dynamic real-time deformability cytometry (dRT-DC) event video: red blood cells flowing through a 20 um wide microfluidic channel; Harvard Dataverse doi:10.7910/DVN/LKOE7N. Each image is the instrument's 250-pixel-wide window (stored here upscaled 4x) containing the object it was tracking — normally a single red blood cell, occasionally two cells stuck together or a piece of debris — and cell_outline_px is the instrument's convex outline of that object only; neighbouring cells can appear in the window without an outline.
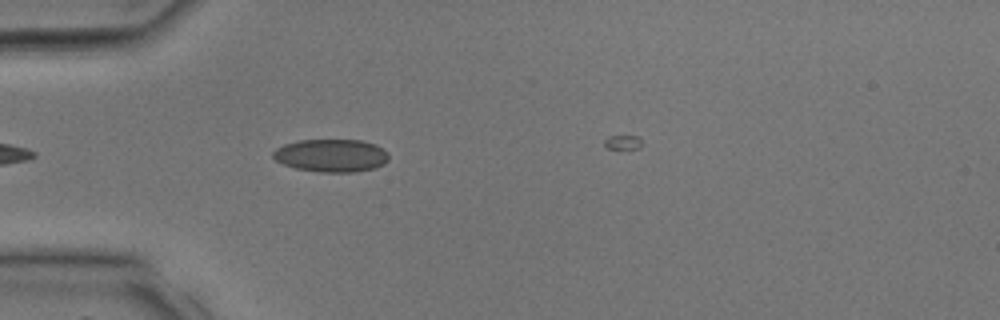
{"species": "common noctule bat (a hibernating species)", "species_latin": "Nyctalus noctula", "temperature_condition": "room temperature", "stored_images_in_passage": 4, "camera_frame_rate_fps": 3000, "um_per_image_px": 0.085, "animal": {"sex": "male", "body_mass_g": 17.9, "forearm_length_mm": 54.2}, "frame": {"image": 1, "passage_image": 3, "time_ms": 0.667, "image_size_px": [1000, 320], "cell_outline_px": [[388, 160], [384, 164], [376, 168], [356, 172], [320, 172], [296, 168], [284, 164], [276, 160], [272, 156], [272, 152], [276, 148], [284, 144], [300, 140], [360, 140], [376, 144], [388, 152]], "centroid_in_image_um": [28.18, 13.22], "position_along_channel_um": 56.8, "area_um2": 22.25}}